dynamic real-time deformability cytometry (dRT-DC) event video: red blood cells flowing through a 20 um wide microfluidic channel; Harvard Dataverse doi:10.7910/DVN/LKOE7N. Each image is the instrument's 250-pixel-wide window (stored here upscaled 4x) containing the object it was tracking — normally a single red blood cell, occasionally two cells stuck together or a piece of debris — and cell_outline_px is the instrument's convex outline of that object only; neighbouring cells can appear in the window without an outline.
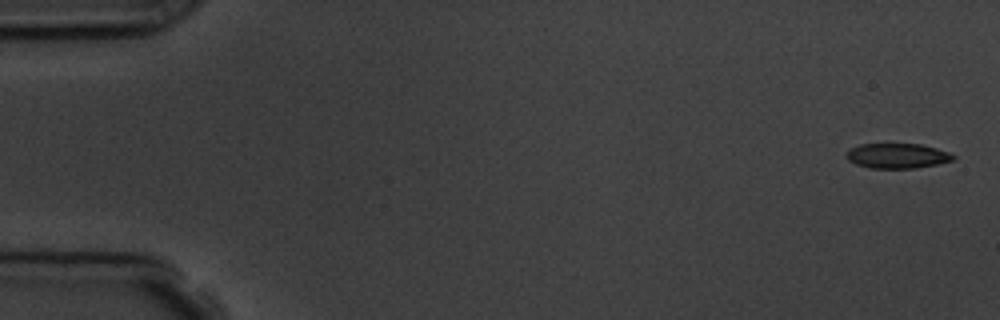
{"species": "common noctule bat (a hibernating species)", "species_latin": "Nyctalus noctula", "temperature_condition": "room temperature", "stored_images_in_passage": 6, "camera_frame_rate_fps": 3000, "um_per_image_px": 0.085, "animal": {"sex": "male", "body_mass_g": 19.5, "forearm_length_mm": 54.6}, "frame": {"image": 1, "passage_image": 1, "time_ms": 0.0, "image_size_px": [1000, 320], "cell_outline_px": [[956, 156], [952, 160], [936, 164], [916, 168], [868, 168], [856, 164], [848, 160], [848, 148], [860, 144], [920, 144], [936, 148], [948, 152]], "centroid_in_image_um": [76.25, 13.24], "position_along_channel_um": 8.7, "area_um2": 15.43}}
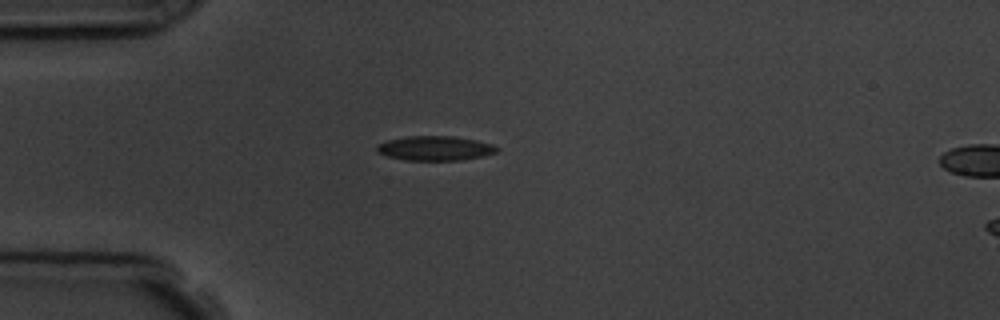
{"frame": {"image": 2, "passage_image": 5, "time_ms": 4.333, "image_size_px": [1000, 320], "cell_outline_px": [[500, 148], [496, 152], [484, 156], [460, 160], [404, 160], [388, 156], [376, 152], [376, 144], [388, 140], [404, 136], [452, 136], [476, 140], [492, 144]], "centroid_in_image_um": [36.96, 12.6], "position_along_channel_um": 48.0, "area_um2": 17.22}}